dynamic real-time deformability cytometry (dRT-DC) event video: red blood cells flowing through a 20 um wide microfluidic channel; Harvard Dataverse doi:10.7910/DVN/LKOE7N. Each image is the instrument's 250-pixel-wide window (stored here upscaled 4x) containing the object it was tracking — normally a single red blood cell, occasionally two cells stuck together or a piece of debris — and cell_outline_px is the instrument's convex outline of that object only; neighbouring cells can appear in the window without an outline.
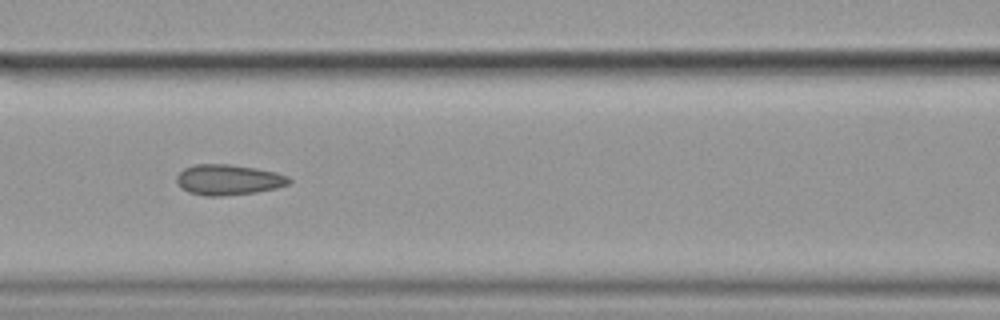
{"species": "common noctule bat (a hibernating species)", "species_latin": "Nyctalus noctula", "temperature_condition": "cold", "stored_images_in_passage": 9, "camera_frame_rate_fps": 3000, "um_per_image_px": 0.085, "animal": {"sex": "female", "body_mass_g": 19.9}, "frame": {"image": 1, "passage_image": 6, "time_ms": 1.667, "image_size_px": [1000, 320], "cell_outline_px": [[292, 180], [288, 184], [276, 188], [256, 192], [220, 196], [204, 196], [188, 192], [180, 188], [176, 180], [176, 176], [184, 168], [196, 164], [228, 164], [256, 168], [276, 172], [288, 176]], "centroid_in_image_um": [19.39, 15.28], "position_along_channel_um": 147.2, "area_um2": 20.06}}
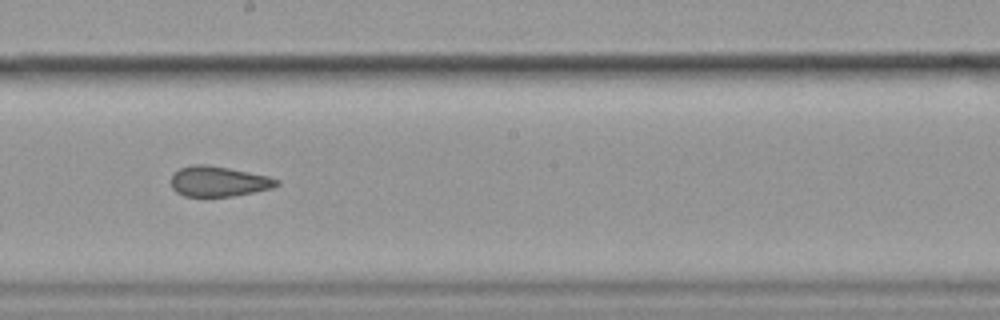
{"frame": {"image": 2, "passage_image": 8, "time_ms": 2.333, "image_size_px": [1000, 320], "cell_outline_px": [[280, 184], [272, 188], [232, 196], [184, 196], [176, 192], [172, 188], [172, 176], [180, 168], [192, 164], [208, 164], [268, 176], [280, 180]], "centroid_in_image_um": [18.58, 15.41], "position_along_channel_um": 229.6, "area_um2": 18.5}}
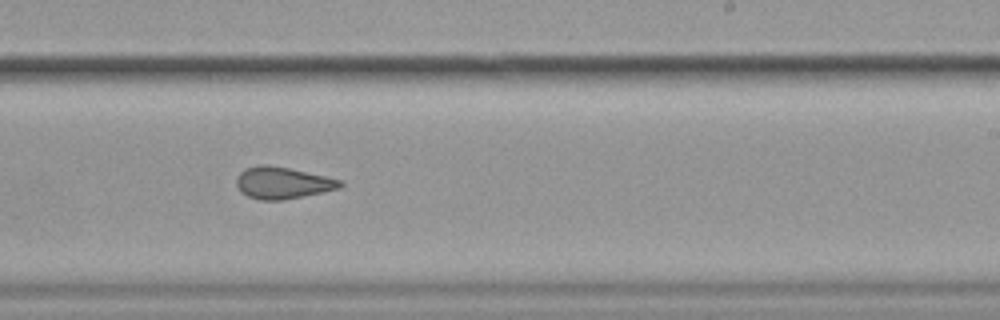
{"frame": {"image": 3, "passage_image": 9, "time_ms": 2.667, "image_size_px": [1000, 320], "cell_outline_px": [[344, 184], [340, 188], [304, 196], [284, 200], [260, 200], [248, 196], [240, 192], [236, 184], [236, 176], [244, 168], [260, 164], [268, 164], [288, 168], [324, 176], [340, 180]], "centroid_in_image_um": [23.97, 15.54], "position_along_channel_um": 265.0, "area_um2": 19.25}}